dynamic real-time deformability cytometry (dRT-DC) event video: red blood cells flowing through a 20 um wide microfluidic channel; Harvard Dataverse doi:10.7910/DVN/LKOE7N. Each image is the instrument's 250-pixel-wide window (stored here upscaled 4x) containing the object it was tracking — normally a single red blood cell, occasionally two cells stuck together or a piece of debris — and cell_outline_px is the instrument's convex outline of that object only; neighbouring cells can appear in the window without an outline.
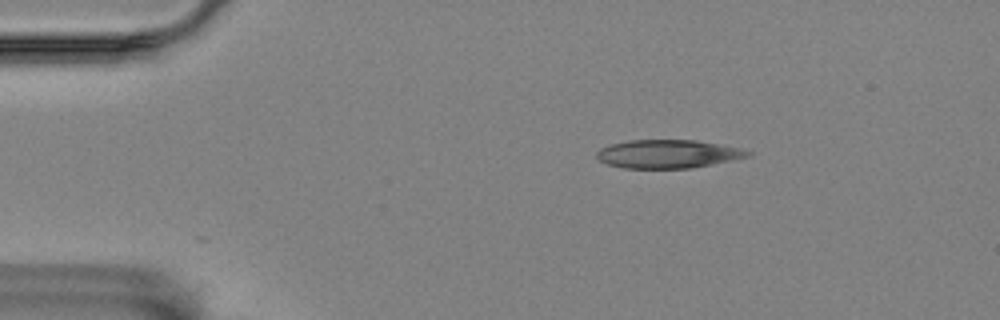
{"species": "Egyptian fruit bat (a non-hibernating species)", "species_latin": "Rousettus aegyptiacus", "temperature_condition": "room temperature", "stored_images_in_passage": 9, "camera_frame_rate_fps": 3000, "um_per_image_px": 0.085, "animal": {"sex": "female"}, "frame": {"image": 1, "passage_image": 1, "time_ms": 0.0, "image_size_px": [1000, 320], "cell_outline_px": [[752, 156], [736, 160], [692, 168], [624, 168], [608, 164], [600, 160], [596, 156], [596, 152], [600, 148], [608, 144], [628, 140], [696, 140], [740, 148], [752, 152]], "centroid_in_image_um": [56.8, 13.08], "position_along_channel_um": 28.2, "area_um2": 25.2}}